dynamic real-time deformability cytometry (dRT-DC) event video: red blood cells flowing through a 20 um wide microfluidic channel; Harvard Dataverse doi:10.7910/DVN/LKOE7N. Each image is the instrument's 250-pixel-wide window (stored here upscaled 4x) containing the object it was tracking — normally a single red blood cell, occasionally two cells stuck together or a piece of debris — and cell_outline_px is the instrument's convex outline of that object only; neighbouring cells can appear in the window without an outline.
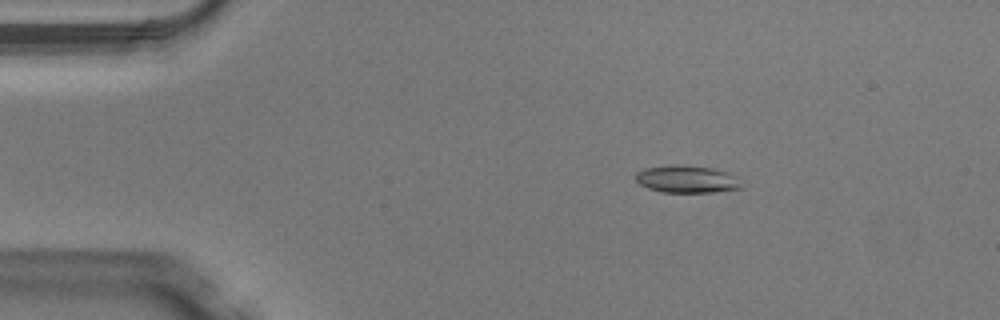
{"species": "Egyptian fruit bat (a non-hibernating species)", "species_latin": "Rousettus aegyptiacus", "temperature_condition": "warm", "stored_images_in_passage": 42, "camera_frame_rate_fps": 3000, "um_per_image_px": 0.085, "animal": {"sex": "male"}, "frame": {"image": 1, "passage_image": 1, "time_ms": 0.0, "image_size_px": [1000, 320], "cell_outline_px": [[744, 188], [712, 192], [660, 192], [648, 188], [640, 184], [636, 180], [636, 172], [644, 168], [668, 164], [680, 164], [716, 168], [728, 172], [736, 176]], "centroid_in_image_um": [58.39, 15.21], "position_along_channel_um": 26.6, "area_um2": 17.22}}
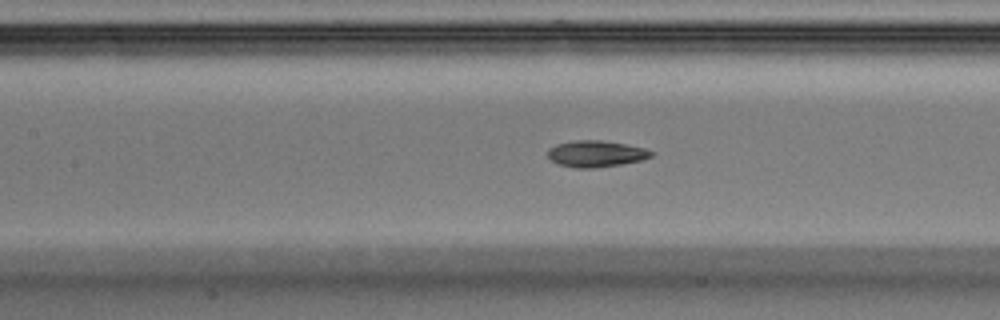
{"frame": {"image": 2, "passage_image": 15, "time_ms": 4.667, "image_size_px": [1000, 320], "cell_outline_px": [[656, 152], [652, 156], [640, 160], [620, 164], [596, 168], [576, 168], [560, 164], [552, 160], [548, 156], [548, 148], [556, 144], [576, 140], [600, 140], [624, 144], [644, 148]], "centroid_in_image_um": [50.66, 13.06], "position_along_channel_um": 156.7, "area_um2": 15.78}}
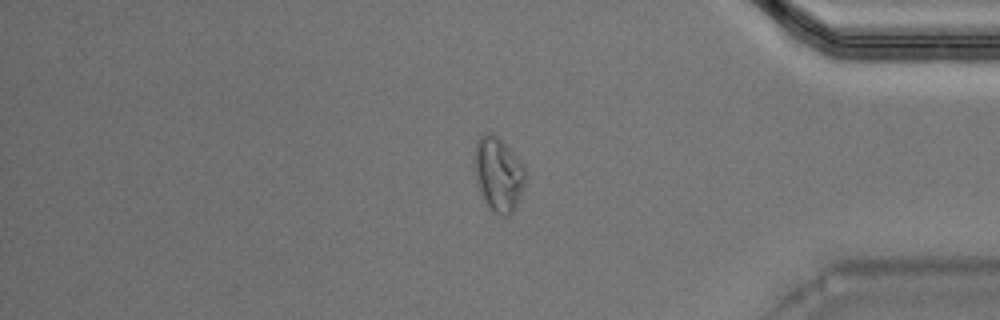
{"frame": {"image": 3, "passage_image": 34, "time_ms": 11.0, "image_size_px": [1000, 320], "cell_outline_px": [[528, 176], [516, 204], [512, 212], [508, 216], [500, 216], [484, 200], [480, 192], [472, 168], [472, 160], [476, 140], [484, 132], [488, 132], [496, 136], [524, 164], [528, 172]], "centroid_in_image_um": [42.34, 14.77], "position_along_channel_um": 392.9, "area_um2": 22.31}, "authors_computed_cell_mechanics": {"area_um2": 16.2996, "velocity_mm_per_s": 4.1134, "shape_relaxation_time_tau1_ms": 6.745, "shape_relaxation_time_tau2_ms": 2.8248, "deformation_change_tau1": 0.209, "deformation_change_tau2": 0.1001}}